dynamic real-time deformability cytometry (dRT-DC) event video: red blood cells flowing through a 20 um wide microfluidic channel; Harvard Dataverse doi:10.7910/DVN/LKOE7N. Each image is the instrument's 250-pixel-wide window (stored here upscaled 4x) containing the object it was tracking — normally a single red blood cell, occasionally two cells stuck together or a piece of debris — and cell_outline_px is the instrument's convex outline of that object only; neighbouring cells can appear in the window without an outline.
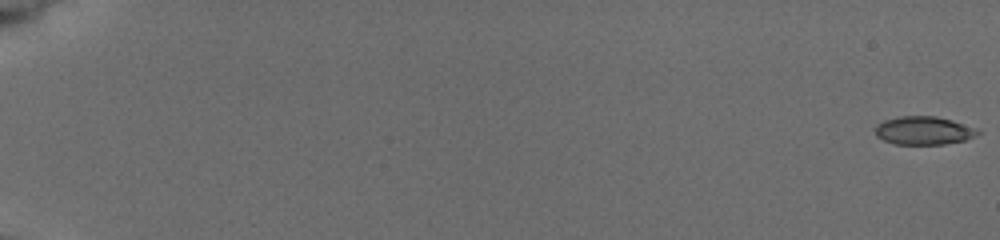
{"species": "common noctule bat (a hibernating species)", "species_latin": "Nyctalus noctula", "temperature_condition": "cold", "stored_images_in_passage": 9, "camera_frame_rate_fps": 3000, "um_per_image_px": 0.085, "animal": {"sex": "female", "body_mass_g": 19.5, "forearm_length_mm": 54.1}, "frame": {"image": 1, "passage_image": 1, "time_ms": 0.0, "image_size_px": [1000, 240], "cell_outline_px": [[980, 132], [964, 140], [944, 144], [896, 144], [884, 140], [876, 136], [876, 124], [884, 120], [900, 116], [936, 116], [952, 120], [972, 128]], "centroid_in_image_um": [78.44, 11.09], "position_along_channel_um": 6.6, "area_um2": 16.53}}
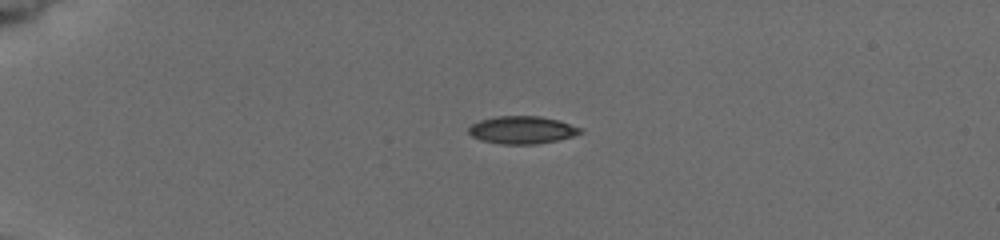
{"frame": {"image": 2, "passage_image": 6, "time_ms": 5.0, "image_size_px": [1000, 240], "cell_outline_px": [[584, 132], [572, 136], [556, 140], [536, 144], [500, 144], [480, 140], [472, 136], [468, 132], [468, 128], [472, 124], [480, 120], [500, 116], [540, 116], [560, 120], [584, 128]], "centroid_in_image_um": [44.41, 11.04], "position_along_channel_um": 40.6, "area_um2": 18.09}}
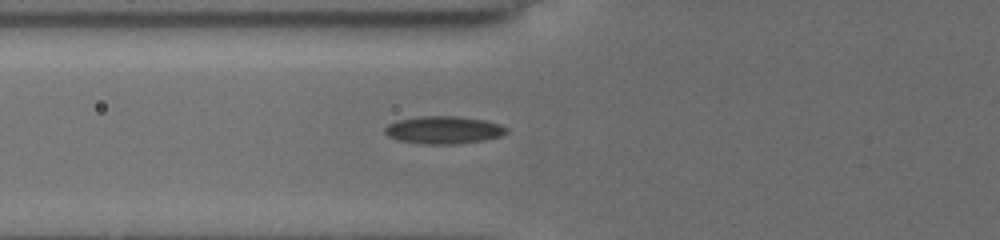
{"frame": {"image": 3, "passage_image": 9, "time_ms": 7.667, "image_size_px": [1000, 240], "cell_outline_px": [[508, 132], [500, 136], [484, 140], [456, 144], [424, 144], [396, 140], [388, 136], [384, 132], [384, 128], [388, 124], [396, 120], [420, 116], [456, 116], [484, 120], [500, 124], [508, 128]], "centroid_in_image_um": [37.69, 11.05], "position_along_channel_um": 88.1, "area_um2": 19.71}}